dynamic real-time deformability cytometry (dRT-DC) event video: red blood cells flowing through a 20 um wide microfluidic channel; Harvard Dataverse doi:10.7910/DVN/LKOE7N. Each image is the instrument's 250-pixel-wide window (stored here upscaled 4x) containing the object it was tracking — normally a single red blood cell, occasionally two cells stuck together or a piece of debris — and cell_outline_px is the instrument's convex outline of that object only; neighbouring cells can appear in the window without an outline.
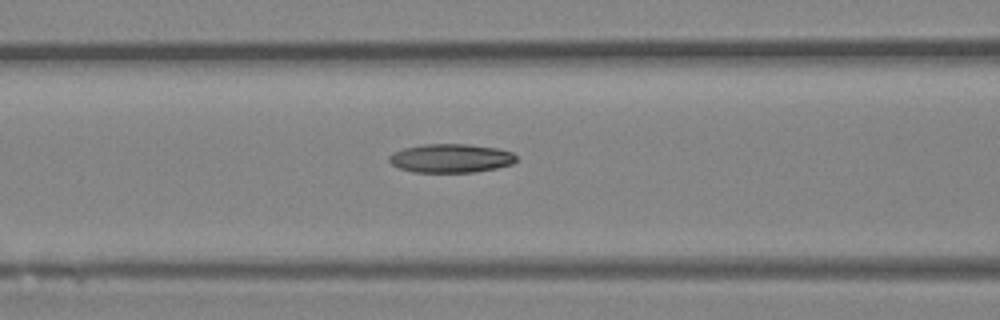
{"species": "Egyptian fruit bat (a non-hibernating species)", "species_latin": "Rousettus aegyptiacus", "temperature_condition": "room temperature", "stored_images_in_passage": 31, "camera_frame_rate_fps": 3000, "um_per_image_px": 0.085, "animal": {"sex": "female"}, "frame": {"image": 1, "passage_image": 13, "time_ms": 4.0, "image_size_px": [1000, 320], "cell_outline_px": [[516, 160], [512, 164], [496, 168], [472, 172], [412, 172], [400, 168], [392, 164], [388, 160], [388, 156], [392, 152], [404, 148], [424, 144], [468, 144], [496, 148], [512, 152], [516, 156]], "centroid_in_image_um": [38.29, 13.45], "position_along_channel_um": 128.3, "area_um2": 21.27}}
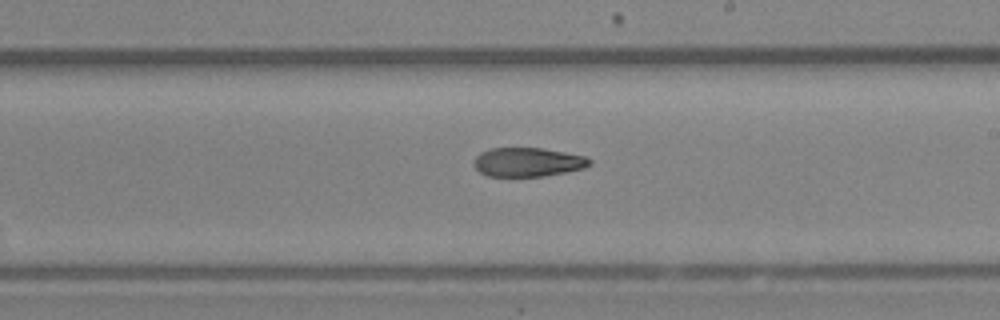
{"frame": {"image": 2, "passage_image": 21, "time_ms": 6.667, "image_size_px": [1000, 320], "cell_outline_px": [[592, 164], [584, 168], [544, 176], [488, 176], [480, 172], [472, 164], [476, 156], [480, 152], [488, 148], [544, 148], [584, 156], [592, 160]], "centroid_in_image_um": [44.84, 13.77], "position_along_channel_um": 244.2, "area_um2": 19.59}}
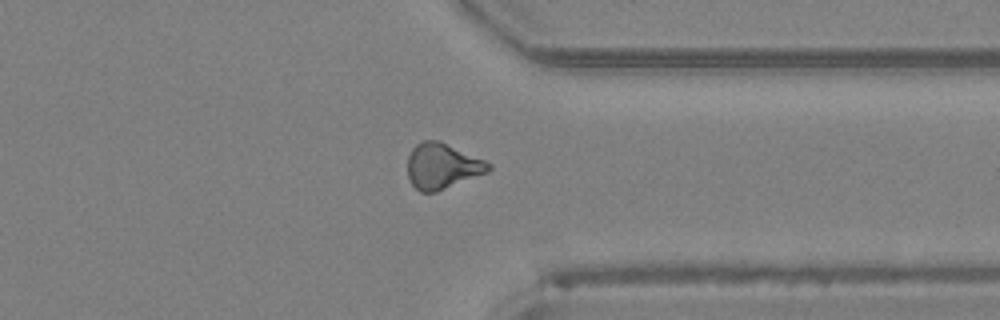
{"frame": {"image": 3, "passage_image": 30, "time_ms": 9.667, "image_size_px": [1000, 320], "cell_outline_px": [[492, 168], [488, 172], [436, 192], [420, 192], [412, 184], [408, 176], [408, 156], [412, 148], [416, 144], [424, 140], [440, 140], [484, 160], [492, 164]], "centroid_in_image_um": [37.59, 14.11], "position_along_channel_um": 373.8, "area_um2": 21.5}}